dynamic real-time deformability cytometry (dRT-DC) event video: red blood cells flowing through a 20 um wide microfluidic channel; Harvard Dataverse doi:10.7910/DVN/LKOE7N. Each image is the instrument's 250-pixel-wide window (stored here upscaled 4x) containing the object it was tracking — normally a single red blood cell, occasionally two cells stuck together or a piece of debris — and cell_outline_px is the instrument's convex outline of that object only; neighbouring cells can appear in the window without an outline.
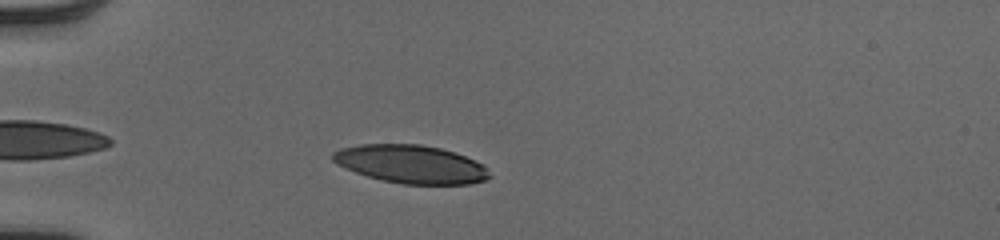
{"species": "human", "species_latin": "Homo sapiens", "temperature_condition": "cold", "stored_images_in_passage": 37, "camera_frame_rate_fps": 3000, "um_per_image_px": 0.085, "donor": {"sex": "male"}, "frame": {"image": 1, "passage_image": 4, "time_ms": 1.0, "image_size_px": [1000, 240], "cell_outline_px": [[492, 176], [484, 180], [468, 184], [404, 184], [384, 180], [368, 176], [356, 172], [336, 164], [332, 160], [332, 152], [340, 148], [360, 144], [420, 144], [440, 148], [464, 156], [484, 164]], "centroid_in_image_um": [34.92, 13.95], "position_along_channel_um": 50.1, "area_um2": 34.74}}
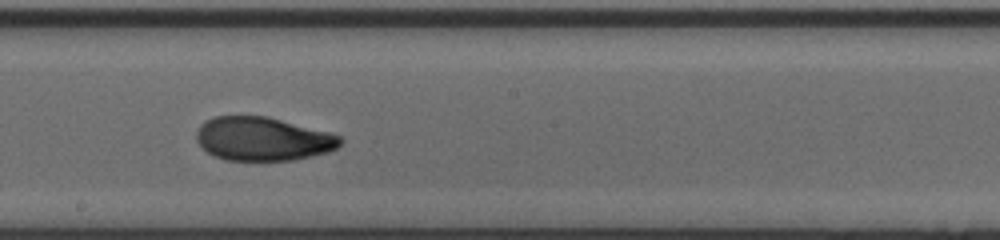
{"frame": {"image": 2, "passage_image": 19, "time_ms": 6.0, "image_size_px": [1000, 240], "cell_outline_px": [[344, 140], [336, 148], [328, 152], [292, 160], [224, 160], [208, 152], [196, 140], [196, 132], [200, 124], [204, 120], [216, 116], [268, 116], [332, 132], [340, 136]], "centroid_in_image_um": [22.36, 11.79], "position_along_channel_um": 225.8, "area_um2": 36.76}}
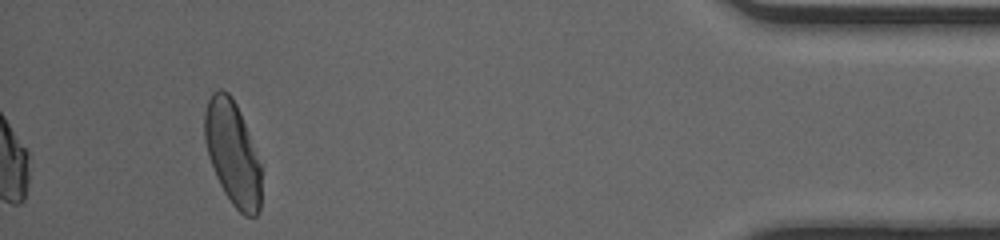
{"frame": {"image": 3, "passage_image": 37, "time_ms": 12.0, "image_size_px": [1000, 240], "cell_outline_px": [[260, 212], [256, 216], [244, 216], [232, 204], [224, 192], [216, 176], [208, 156], [204, 140], [204, 112], [208, 100], [212, 92], [220, 88], [228, 92], [232, 96], [240, 112], [248, 132], [260, 164]], "centroid_in_image_um": [19.74, 13.0], "position_along_channel_um": 415.5, "area_um2": 34.22}, "authors_computed_cell_mechanics": {"area_um2": 36.2406, "velocity_mm_per_s": 4.0618, "shape_relaxation_time_tau1_ms": 4.6756, "shape_relaxation_time_tau2_ms": 1.3231, "deformation_change_tau1": 0.1715, "deformation_change_tau2": 0.066}}